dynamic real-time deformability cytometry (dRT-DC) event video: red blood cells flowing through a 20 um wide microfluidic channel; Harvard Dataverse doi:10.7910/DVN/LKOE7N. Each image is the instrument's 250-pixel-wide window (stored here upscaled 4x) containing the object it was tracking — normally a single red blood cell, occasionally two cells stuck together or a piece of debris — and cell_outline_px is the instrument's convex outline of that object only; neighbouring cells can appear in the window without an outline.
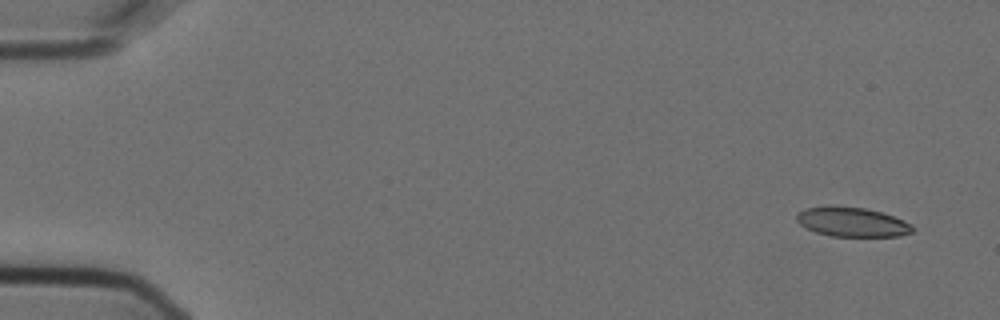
{"species": "Egyptian fruit bat (a non-hibernating species)", "species_latin": "Rousettus aegyptiacus", "temperature_condition": "cold", "stored_images_in_passage": 4, "camera_frame_rate_fps": 3000, "um_per_image_px": 0.085, "animal": {"sex": "female"}, "frame": {"image": 1, "passage_image": 1, "time_ms": 0.0, "image_size_px": [1000, 320], "cell_outline_px": [[912, 232], [900, 236], [832, 236], [816, 232], [800, 224], [796, 220], [796, 216], [804, 208], [864, 208], [880, 212], [904, 220], [912, 224]], "centroid_in_image_um": [72.47, 18.9], "position_along_channel_um": 12.5, "area_um2": 19.07}}
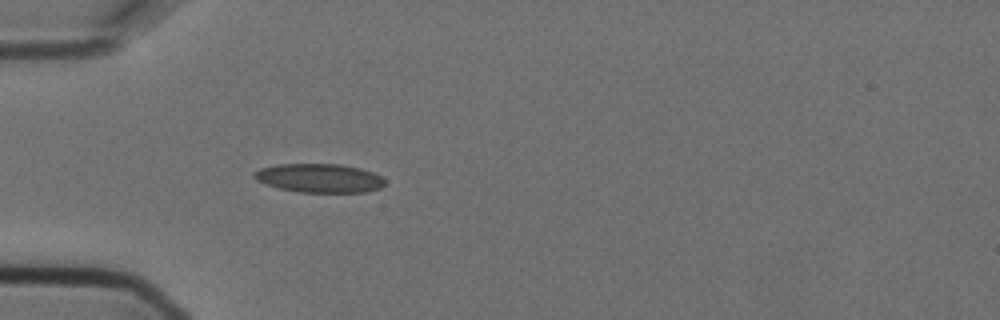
{"frame": {"image": 2, "passage_image": 4, "time_ms": 1.0, "image_size_px": [1000, 320], "cell_outline_px": [[384, 184], [380, 188], [364, 192], [300, 192], [280, 188], [264, 184], [256, 180], [252, 176], [252, 172], [260, 168], [280, 164], [340, 164], [360, 168], [372, 172], [380, 176], [384, 180]], "centroid_in_image_um": [27.1, 15.13], "position_along_channel_um": 57.9, "area_um2": 21.91}}